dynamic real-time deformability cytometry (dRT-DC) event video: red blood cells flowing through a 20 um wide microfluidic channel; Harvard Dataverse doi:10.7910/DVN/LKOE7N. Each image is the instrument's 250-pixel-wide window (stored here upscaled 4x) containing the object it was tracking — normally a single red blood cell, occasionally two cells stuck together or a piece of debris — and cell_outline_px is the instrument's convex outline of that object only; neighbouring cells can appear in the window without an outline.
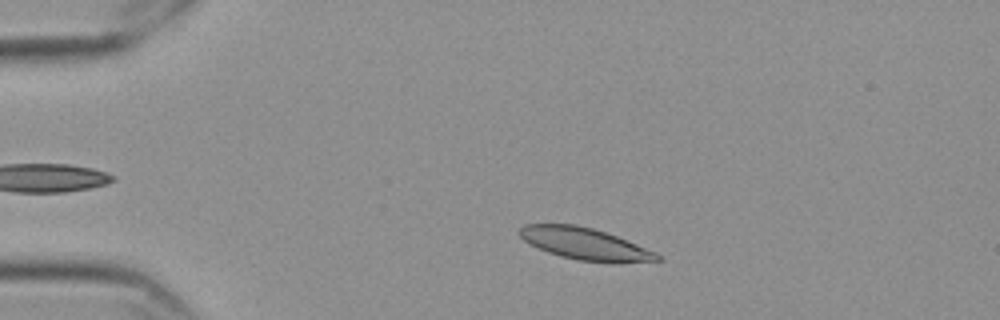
{"species": "Egyptian fruit bat (a non-hibernating species)", "species_latin": "Rousettus aegyptiacus", "temperature_condition": "cold", "stored_images_in_passage": 52, "camera_frame_rate_fps": 3000, "um_per_image_px": 0.085, "frame": {"image": 1, "passage_image": 7, "time_ms": 2.0, "image_size_px": [1000, 320], "cell_outline_px": [[664, 260], [580, 260], [560, 256], [548, 252], [528, 244], [516, 232], [524, 224], [576, 224], [592, 228], [616, 236], [656, 252]], "centroid_in_image_um": [49.57, 20.66], "position_along_channel_um": 35.4, "area_um2": 24.57}}
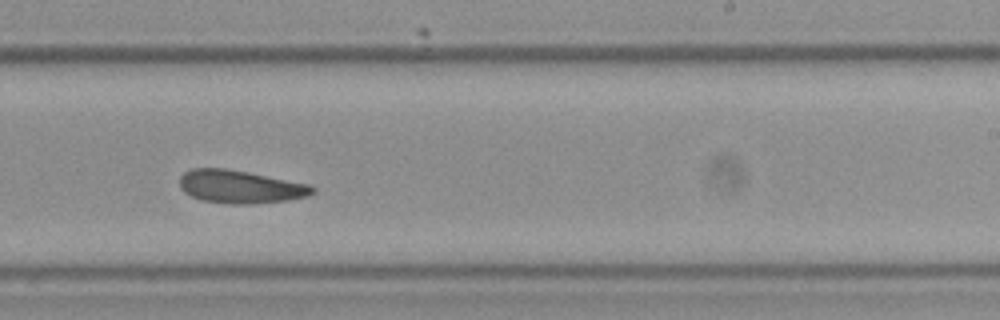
{"frame": {"image": 2, "passage_image": 31, "time_ms": 10.0, "image_size_px": [1000, 320], "cell_outline_px": [[316, 192], [308, 196], [288, 200], [252, 204], [232, 204], [204, 200], [192, 196], [184, 192], [180, 188], [180, 176], [184, 172], [192, 168], [224, 168], [248, 172], [312, 184], [316, 188]], "centroid_in_image_um": [20.47, 15.87], "position_along_channel_um": 268.5, "area_um2": 25.72}}
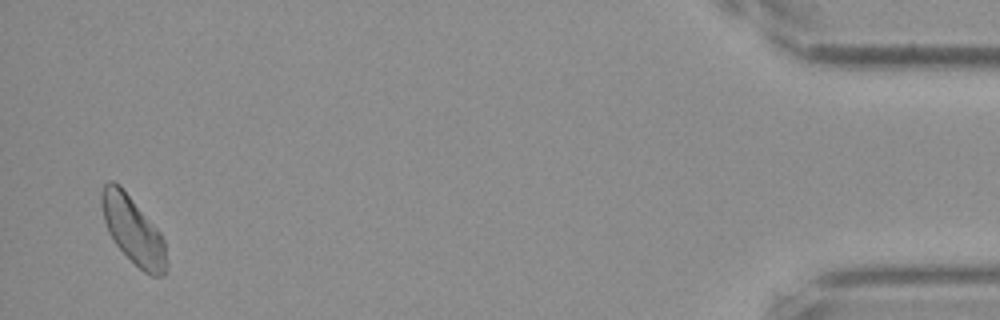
{"frame": {"image": 3, "passage_image": 51, "time_ms": 16.667, "image_size_px": [1000, 320], "cell_outline_px": [[168, 264], [164, 276], [152, 276], [144, 272], [116, 244], [108, 232], [104, 220], [100, 204], [100, 192], [104, 184], [108, 180], [112, 180], [120, 184], [160, 232], [164, 240], [168, 260]], "centroid_in_image_um": [11.31, 19.54], "position_along_channel_um": 423.9, "area_um2": 25.61}, "authors_computed_cell_mechanics": {"area_um2": 25.5476, "velocity_mm_per_s": 3.5123, "shape_relaxation_time_tau1_ms": 5.543, "shape_relaxation_time_tau2_ms": 7.5353, "deformation_change_tau1": 0.1133, "deformation_change_tau2": 0.1409}}